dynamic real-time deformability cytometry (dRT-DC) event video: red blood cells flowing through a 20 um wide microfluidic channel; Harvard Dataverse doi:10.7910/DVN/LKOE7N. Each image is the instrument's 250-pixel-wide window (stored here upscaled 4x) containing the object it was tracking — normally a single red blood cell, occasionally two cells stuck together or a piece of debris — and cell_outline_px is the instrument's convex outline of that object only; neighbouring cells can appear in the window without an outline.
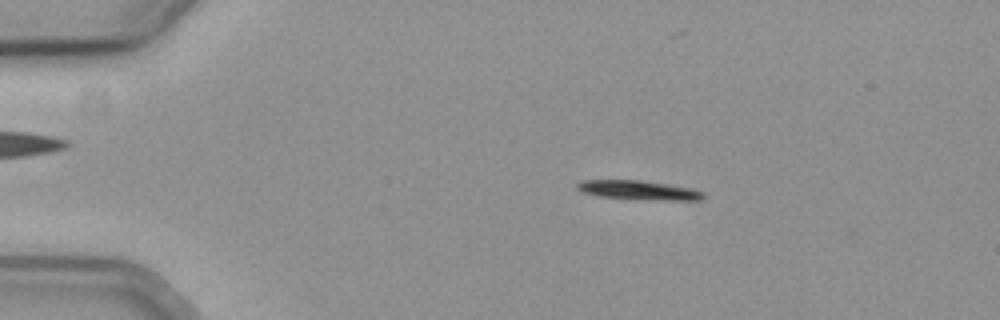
{"species": "common noctule bat (a hibernating species)", "species_latin": "Nyctalus noctula", "temperature_condition": "cold", "stored_images_in_passage": 57, "camera_frame_rate_fps": 3000, "um_per_image_px": 0.085, "animal": {"sex": "female", "body_mass_g": 19.3, "forearm_length_mm": 54.1}, "frame": {"image": 1, "passage_image": 11, "time_ms": 3.333, "image_size_px": [1000, 320], "cell_outline_px": [[704, 200], [668, 200], [596, 196], [580, 192], [576, 188], [576, 184], [580, 180], [640, 180], [692, 188], [704, 192]], "centroid_in_image_um": [54.26, 16.15], "position_along_channel_um": 30.7, "area_um2": 14.05}}
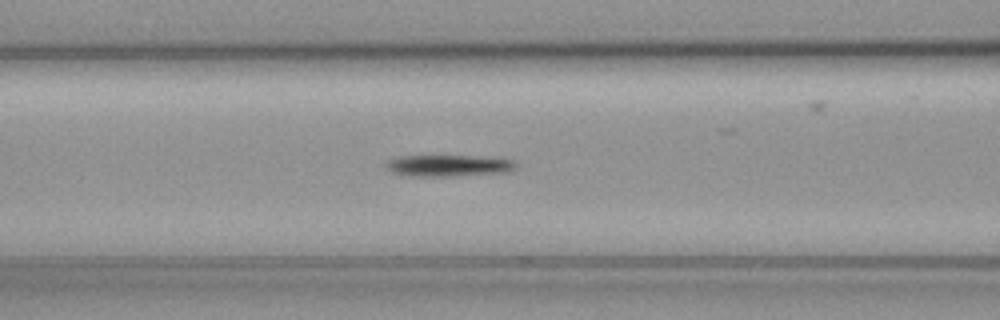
{"frame": {"image": 2, "passage_image": 24, "time_ms": 7.667, "image_size_px": [1000, 320], "cell_outline_px": [[516, 168], [508, 172], [448, 176], [408, 176], [388, 172], [384, 168], [384, 164], [388, 160], [400, 156], [500, 156], [512, 160], [516, 164]], "centroid_in_image_um": [38.11, 14.07], "position_along_channel_um": 128.5, "area_um2": 16.7}}
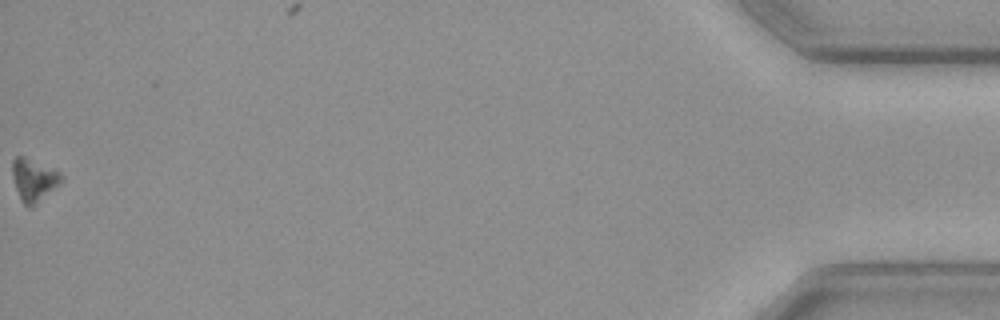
{"frame": {"image": 3, "passage_image": 57, "time_ms": 18.667, "image_size_px": [1000, 320], "cell_outline_px": [[64, 180], [60, 184], [32, 208], [28, 208], [20, 200], [12, 176], [12, 160], [16, 156], [24, 156], [60, 172], [64, 176]], "centroid_in_image_um": [2.88, 15.31], "position_along_channel_um": 432.3, "area_um2": 12.31}, "authors_computed_cell_mechanics": {"area_um2": 14.3922, "velocity_mm_per_s": 3.7054, "shape_relaxation_time_tau1_ms": 1.1824, "shape_relaxation_time_tau2_ms": 4.7271, "deformation_change_tau1": 0.1298, "deformation_change_tau2": 0.0618}}